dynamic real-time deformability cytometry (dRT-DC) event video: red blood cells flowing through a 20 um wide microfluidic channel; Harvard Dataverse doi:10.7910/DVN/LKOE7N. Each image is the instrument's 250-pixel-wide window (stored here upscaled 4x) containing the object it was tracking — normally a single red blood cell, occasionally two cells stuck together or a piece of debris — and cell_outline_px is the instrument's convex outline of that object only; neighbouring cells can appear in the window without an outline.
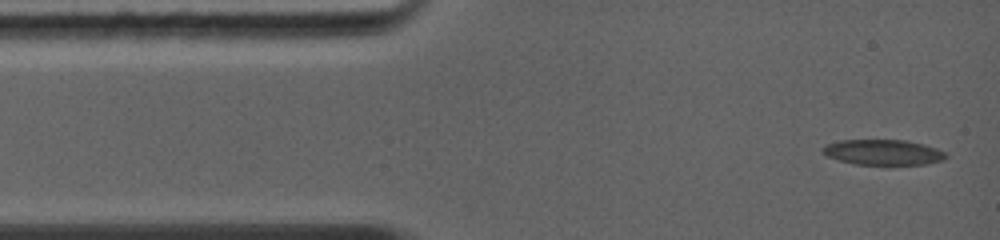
{"species": "common noctule bat (a hibernating species)", "species_latin": "Nyctalus noctula", "temperature_condition": "warm", "stored_images_in_passage": 29, "camera_frame_rate_fps": 5000, "um_per_image_px": 0.085, "animal": {"sex": "female", "body_mass_g": 19.0, "forearm_length_mm": 56.7}, "frame": {"image": 1, "passage_image": 1, "time_ms": 0.0, "image_size_px": [1000, 240], "cell_outline_px": [[944, 156], [940, 160], [924, 164], [860, 164], [840, 160], [828, 156], [824, 152], [824, 148], [828, 144], [844, 140], [900, 140], [920, 144], [944, 152]], "centroid_in_image_um": [75.02, 12.94], "position_along_channel_um": 10.0, "area_um2": 17.22}}
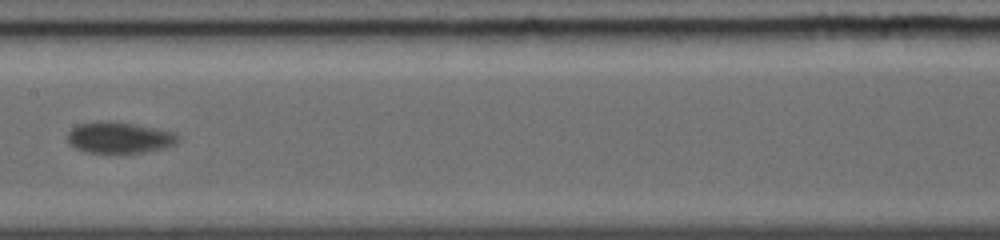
{"frame": {"image": 2, "passage_image": 13, "time_ms": 5.8, "image_size_px": [1000, 240], "cell_outline_px": [[180, 140], [176, 144], [164, 148], [144, 152], [84, 152], [68, 144], [68, 132], [76, 124], [96, 120], [108, 120], [136, 124], [176, 132], [180, 136]], "centroid_in_image_um": [10.15, 11.67], "position_along_channel_um": 197.3, "area_um2": 20.46}}
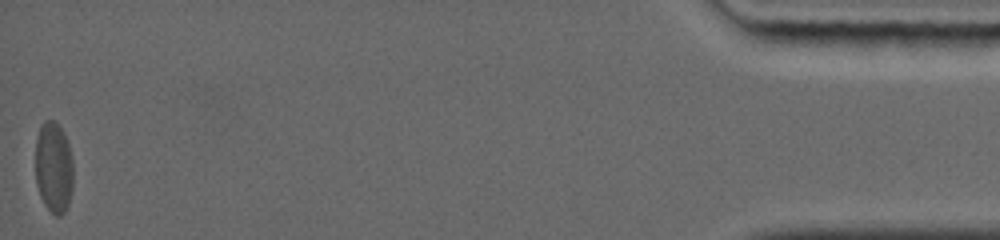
{"frame": {"image": 3, "passage_image": 29, "time_ms": 14.4, "image_size_px": [1000, 240], "cell_outline_px": [[72, 188], [68, 208], [60, 216], [56, 216], [44, 204], [40, 196], [36, 184], [36, 136], [40, 124], [44, 120], [56, 120], [64, 132], [68, 140], [72, 156]], "centroid_in_image_um": [4.56, 14.19], "position_along_channel_um": 430.6, "area_um2": 20.52}, "authors_computed_cell_mechanics": {"area_um2": 19.8832, "velocity_mm_per_s": 4.3126, "shape_relaxation_time_tau1_ms": 4.1194, "shape_relaxation_time_tau2_ms": null, "deformation_change_tau1": 0.1106, "deformation_change_tau2": null}}